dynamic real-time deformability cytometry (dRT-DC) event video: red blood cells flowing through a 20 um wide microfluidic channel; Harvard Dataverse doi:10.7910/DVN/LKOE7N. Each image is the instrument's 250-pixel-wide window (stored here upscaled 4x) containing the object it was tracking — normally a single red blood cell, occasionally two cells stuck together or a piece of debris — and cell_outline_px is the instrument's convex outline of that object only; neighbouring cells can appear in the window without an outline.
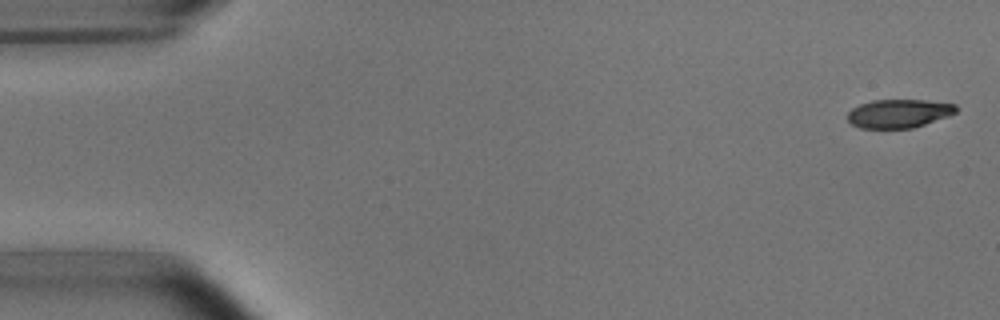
{"species": "common noctule bat (a hibernating species)", "species_latin": "Nyctalus noctula", "temperature_condition": "room temperature", "stored_images_in_passage": 5, "camera_frame_rate_fps": 3000, "um_per_image_px": 0.085, "animal": {"sex": "male", "body_mass_g": 15.6}, "frame": {"image": 1, "passage_image": 1, "time_ms": 0.0, "image_size_px": [1000, 320], "cell_outline_px": [[956, 112], [948, 116], [912, 128], [860, 128], [852, 124], [848, 120], [848, 112], [852, 108], [860, 104], [872, 100], [924, 100], [956, 104]], "centroid_in_image_um": [76.38, 9.64], "position_along_channel_um": 8.6, "area_um2": 17.92}}
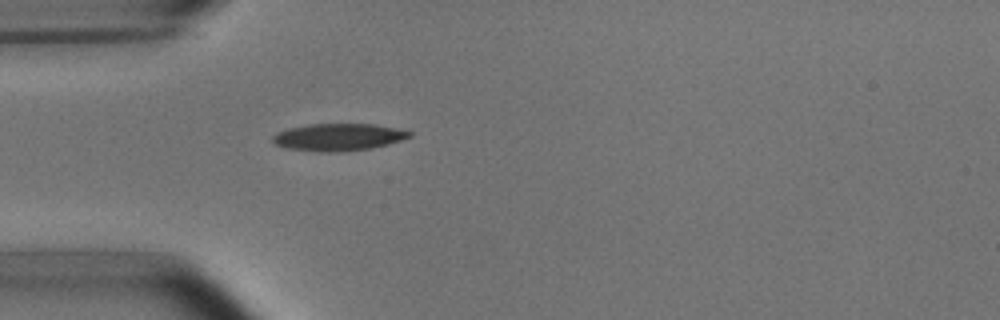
{"frame": {"image": 2, "passage_image": 5, "time_ms": 4.667, "image_size_px": [1000, 320], "cell_outline_px": [[412, 136], [388, 144], [372, 148], [340, 152], [320, 152], [288, 148], [276, 144], [272, 140], [272, 136], [276, 132], [288, 128], [308, 124], [372, 124], [412, 132]], "centroid_in_image_um": [28.72, 11.66], "position_along_channel_um": 56.3, "area_um2": 21.56}}